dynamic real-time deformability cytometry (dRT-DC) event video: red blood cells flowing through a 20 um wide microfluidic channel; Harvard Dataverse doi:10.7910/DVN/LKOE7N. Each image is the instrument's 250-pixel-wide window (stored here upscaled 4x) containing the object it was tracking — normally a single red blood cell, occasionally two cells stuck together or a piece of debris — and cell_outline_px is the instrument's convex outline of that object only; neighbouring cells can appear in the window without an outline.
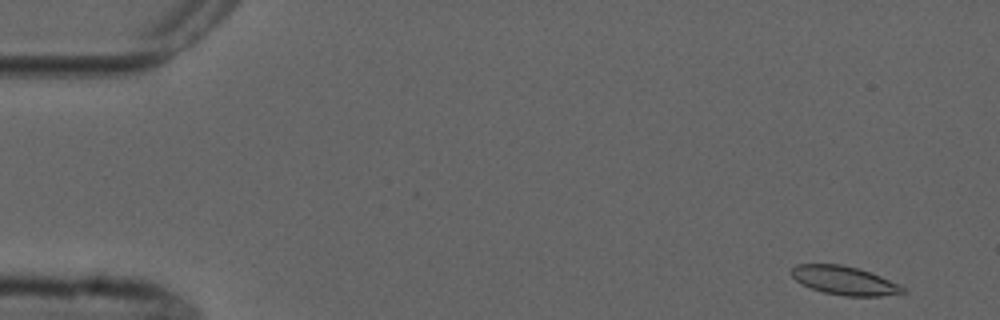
{"species": "common noctule bat (a hibernating species)", "species_latin": "Nyctalus noctula", "temperature_condition": "cold", "stored_images_in_passage": 9, "camera_frame_rate_fps": 3000, "um_per_image_px": 0.085, "animal": {"sex": "male", "forearm_length_mm": 52.5}, "frame": {"image": 1, "passage_image": 1, "time_ms": 0.0, "image_size_px": [1000, 320], "cell_outline_px": [[908, 292], [880, 296], [844, 296], [824, 292], [812, 288], [796, 280], [788, 272], [796, 264], [840, 264], [856, 268], [880, 276], [904, 288]], "centroid_in_image_um": [71.73, 23.84], "position_along_channel_um": 13.3, "area_um2": 18.26}}
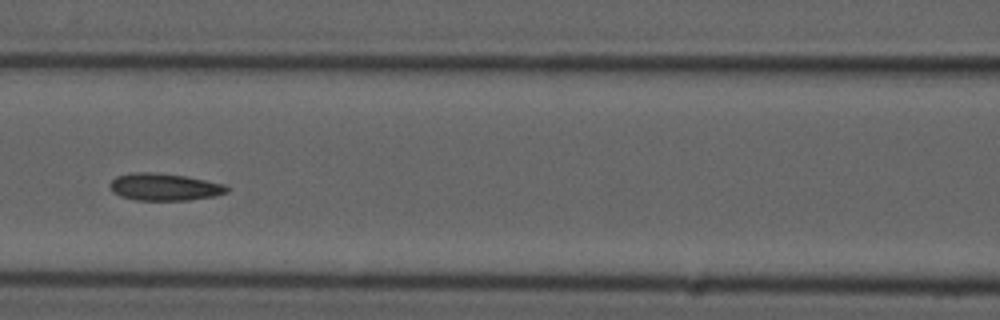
{"frame": {"image": 2, "passage_image": 7, "time_ms": 7.0, "image_size_px": [1000, 320], "cell_outline_px": [[228, 192], [216, 196], [188, 200], [136, 200], [120, 196], [112, 192], [108, 184], [116, 176], [128, 172], [152, 172], [184, 176], [224, 184], [228, 188]], "centroid_in_image_um": [13.92, 15.89], "position_along_channel_um": 152.7, "area_um2": 18.61}}
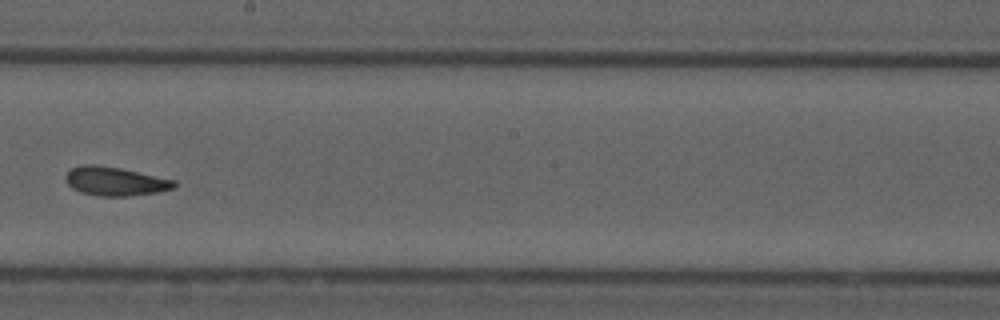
{"frame": {"image": 3, "passage_image": 9, "time_ms": 9.333, "image_size_px": [1000, 320], "cell_outline_px": [[176, 188], [160, 192], [128, 196], [100, 196], [80, 192], [72, 188], [64, 180], [64, 176], [72, 168], [80, 164], [100, 164], [120, 168], [176, 180]], "centroid_in_image_um": [9.78, 15.4], "position_along_channel_um": 238.4, "area_um2": 18.5}}